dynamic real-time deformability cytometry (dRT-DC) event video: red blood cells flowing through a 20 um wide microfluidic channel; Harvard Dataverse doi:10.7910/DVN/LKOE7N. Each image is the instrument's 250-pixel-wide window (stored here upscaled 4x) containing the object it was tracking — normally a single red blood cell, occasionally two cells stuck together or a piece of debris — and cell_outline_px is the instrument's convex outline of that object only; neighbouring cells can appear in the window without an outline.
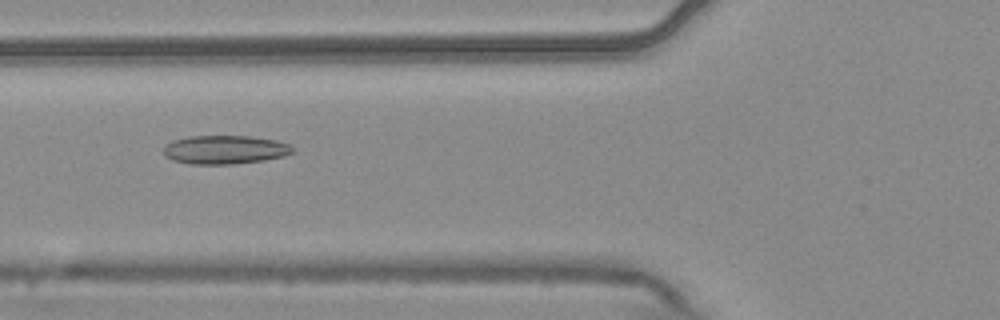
{"species": "common noctule bat (a hibernating species)", "species_latin": "Nyctalus noctula", "temperature_condition": "warm", "stored_images_in_passage": 11, "camera_frame_rate_fps": 3000, "um_per_image_px": 0.085, "animal": {"sex": "male", "body_mass_g": 20.4}, "frame": {"image": 1, "passage_image": 7, "time_ms": 2.0, "image_size_px": [1000, 320], "cell_outline_px": [[296, 152], [284, 156], [264, 160], [232, 164], [188, 164], [172, 160], [164, 156], [164, 148], [172, 140], [188, 136], [252, 136], [276, 140], [288, 144], [296, 148]], "centroid_in_image_um": [19.14, 12.72], "position_along_channel_um": 106.7, "area_um2": 21.79}}
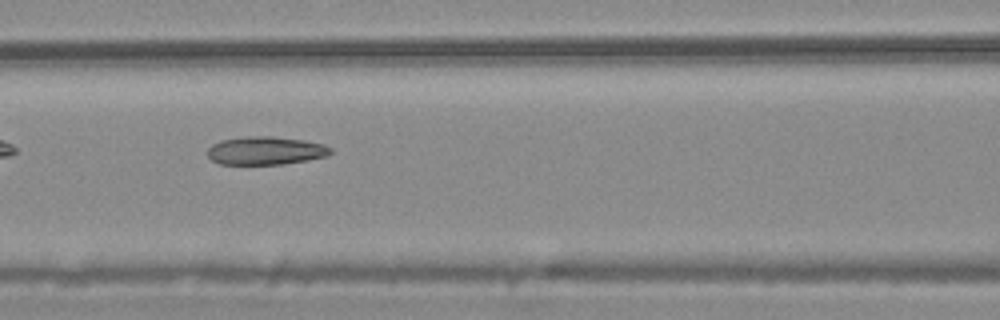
{"frame": {"image": 2, "passage_image": 8, "time_ms": 2.333, "image_size_px": [1000, 320], "cell_outline_px": [[332, 152], [328, 156], [308, 160], [284, 164], [220, 164], [212, 160], [208, 156], [208, 148], [212, 144], [220, 140], [248, 136], [272, 136], [304, 140], [324, 144], [332, 148]], "centroid_in_image_um": [22.6, 12.8], "position_along_channel_um": 144.0, "area_um2": 20.35}}
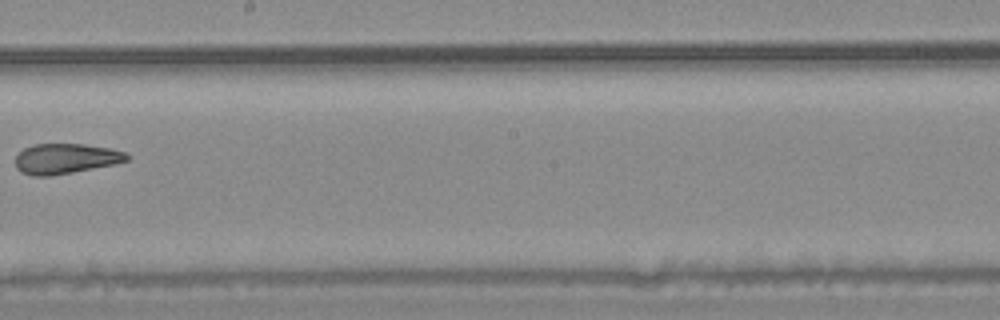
{"frame": {"image": 3, "passage_image": 10, "time_ms": 3.0, "image_size_px": [1000, 320], "cell_outline_px": [[132, 156], [128, 160], [116, 164], [72, 172], [48, 176], [32, 176], [20, 172], [16, 168], [16, 156], [24, 148], [36, 144], [84, 144], [112, 148], [124, 152]], "centroid_in_image_um": [5.6, 13.48], "position_along_channel_um": 242.6, "area_um2": 19.71}}